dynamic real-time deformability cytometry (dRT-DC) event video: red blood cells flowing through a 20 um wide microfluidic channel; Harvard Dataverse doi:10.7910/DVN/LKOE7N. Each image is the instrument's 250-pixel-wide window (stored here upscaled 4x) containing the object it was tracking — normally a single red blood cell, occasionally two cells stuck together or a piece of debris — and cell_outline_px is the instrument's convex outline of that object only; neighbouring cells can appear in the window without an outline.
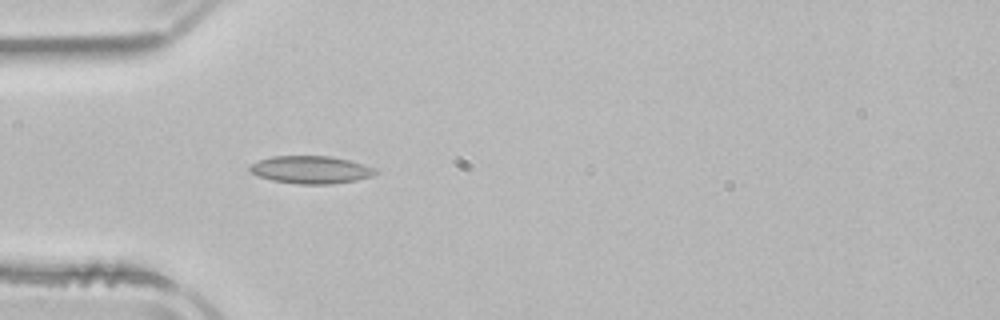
{"species": "common noctule bat (a hibernating species)", "species_latin": "Nyctalus noctula", "temperature_condition": "room temperature", "stored_images_in_passage": 37, "camera_frame_rate_fps": 3000, "um_per_image_px": 0.085, "animal": {"sex": "male", "body_mass_g": 21.5, "forearm_length_mm": 52.0}, "frame": {"image": 1, "passage_image": 1, "time_ms": 0.0, "image_size_px": [1000, 320], "cell_outline_px": [[376, 172], [372, 176], [356, 180], [332, 184], [300, 184], [272, 180], [260, 176], [252, 172], [248, 168], [248, 164], [272, 156], [332, 156], [364, 164], [376, 168]], "centroid_in_image_um": [26.42, 14.42], "position_along_channel_um": 58.6, "area_um2": 20.17}}
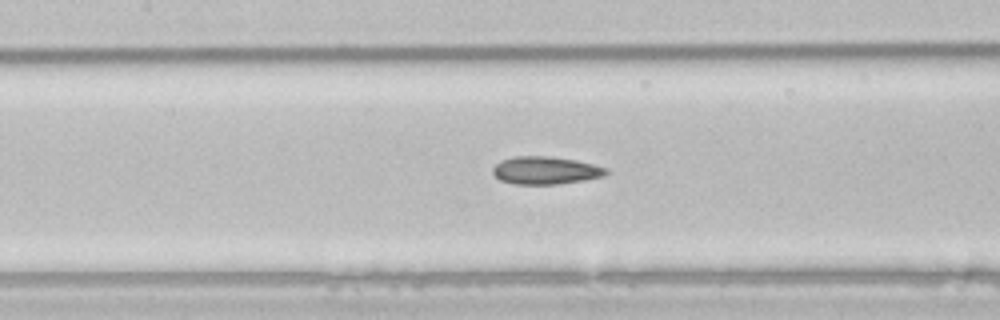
{"frame": {"image": 2, "passage_image": 9, "time_ms": 2.667, "image_size_px": [1000, 320], "cell_outline_px": [[608, 172], [604, 176], [584, 180], [560, 184], [516, 184], [500, 180], [492, 172], [492, 168], [500, 160], [512, 156], [548, 156], [576, 160], [608, 168]], "centroid_in_image_um": [46.36, 14.48], "position_along_channel_um": 161.0, "area_um2": 18.38}}
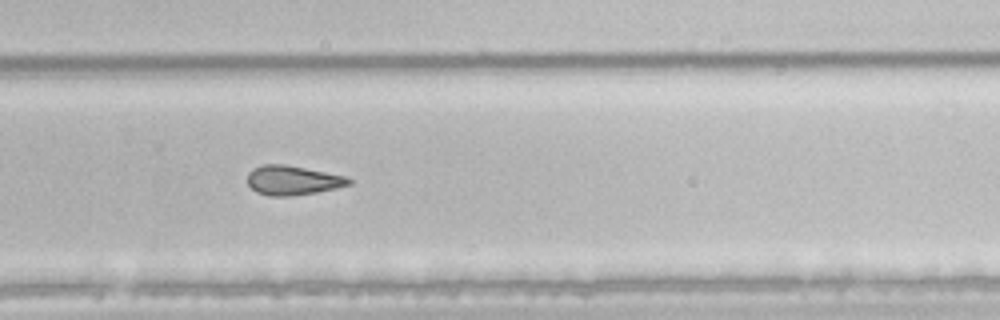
{"frame": {"image": 3, "passage_image": 20, "time_ms": 6.333, "image_size_px": [1000, 320], "cell_outline_px": [[352, 184], [336, 188], [316, 192], [288, 196], [268, 196], [256, 192], [248, 184], [248, 172], [252, 168], [264, 164], [284, 164], [348, 176], [352, 180]], "centroid_in_image_um": [24.89, 15.32], "position_along_channel_um": 304.9, "area_um2": 17.46}}